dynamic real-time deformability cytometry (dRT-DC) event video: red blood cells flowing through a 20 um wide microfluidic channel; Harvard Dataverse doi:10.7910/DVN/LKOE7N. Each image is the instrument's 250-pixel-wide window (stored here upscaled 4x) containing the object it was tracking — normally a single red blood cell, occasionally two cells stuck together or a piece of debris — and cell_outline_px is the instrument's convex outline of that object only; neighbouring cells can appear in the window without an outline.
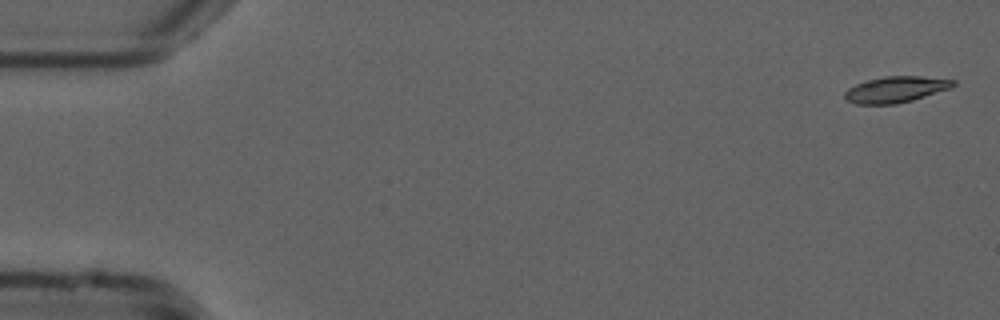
{"species": "common noctule bat (a hibernating species)", "species_latin": "Nyctalus noctula", "temperature_condition": "cold", "stored_images_in_passage": 53, "camera_frame_rate_fps": 3000, "um_per_image_px": 0.085, "animal": {"sex": "male", "forearm_length_mm": 52.5}, "frame": {"image": 1, "passage_image": 1, "time_ms": 0.0, "image_size_px": [1000, 320], "cell_outline_px": [[956, 84], [952, 88], [912, 100], [896, 104], [856, 104], [848, 100], [844, 96], [844, 92], [848, 88], [856, 84], [868, 80], [884, 76], [920, 76], [956, 80]], "centroid_in_image_um": [76.16, 7.6], "position_along_channel_um": 8.8, "area_um2": 16.47}}
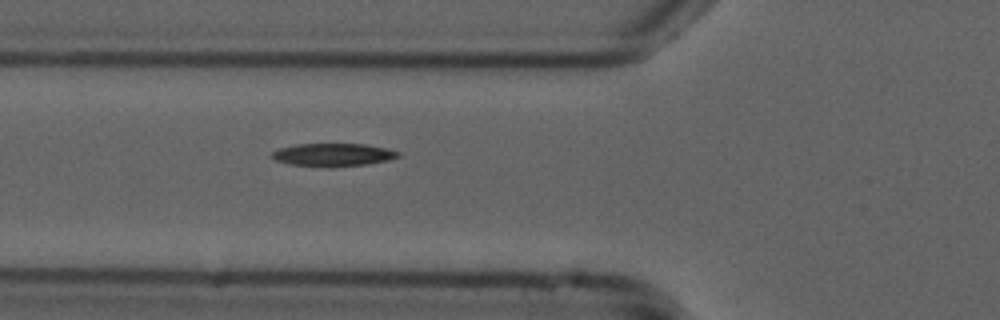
{"frame": {"image": 2, "passage_image": 19, "time_ms": 6.0, "image_size_px": [1000, 320], "cell_outline_px": [[400, 156], [388, 160], [368, 164], [292, 164], [276, 160], [272, 156], [272, 152], [280, 148], [296, 144], [364, 144], [388, 148], [400, 152]], "centroid_in_image_um": [28.38, 13.1], "position_along_channel_um": 97.4, "area_um2": 15.84}}
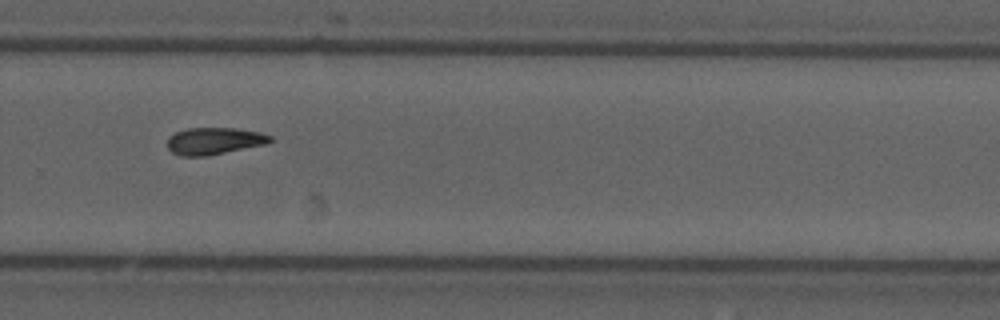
{"frame": {"image": 3, "passage_image": 36, "time_ms": 11.667, "image_size_px": [1000, 320], "cell_outline_px": [[272, 140], [268, 144], [208, 156], [180, 156], [172, 152], [168, 148], [168, 136], [176, 132], [188, 128], [236, 128], [260, 132], [272, 136]], "centroid_in_image_um": [18.23, 11.99], "position_along_channel_um": 311.6, "area_um2": 16.36}}